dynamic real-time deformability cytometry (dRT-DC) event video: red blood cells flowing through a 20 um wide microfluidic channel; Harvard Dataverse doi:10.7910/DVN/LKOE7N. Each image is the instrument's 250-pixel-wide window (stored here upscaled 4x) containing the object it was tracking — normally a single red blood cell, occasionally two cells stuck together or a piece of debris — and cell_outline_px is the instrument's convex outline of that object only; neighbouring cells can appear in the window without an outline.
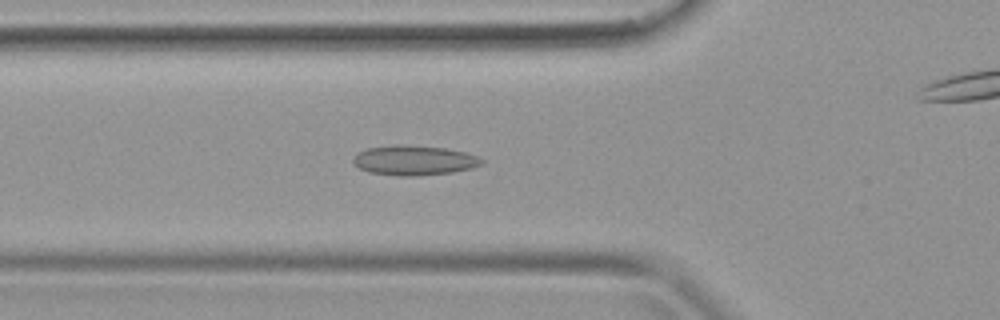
{"species": "common noctule bat (a hibernating species)", "species_latin": "Nyctalus noctula", "temperature_condition": "warm", "stored_images_in_passage": 40, "camera_frame_rate_fps": 3000, "um_per_image_px": 0.085, "animal": {"sex": "female", "body_mass_g": 19.9}, "frame": {"image": 1, "passage_image": 14, "time_ms": 4.333, "image_size_px": [1000, 320], "cell_outline_px": [[484, 160], [480, 164], [472, 168], [452, 172], [416, 176], [396, 176], [368, 172], [352, 164], [352, 156], [356, 152], [368, 148], [392, 144], [404, 144], [444, 148], [464, 152], [476, 156]], "centroid_in_image_um": [35.11, 13.62], "position_along_channel_um": 90.7, "area_um2": 22.54}}
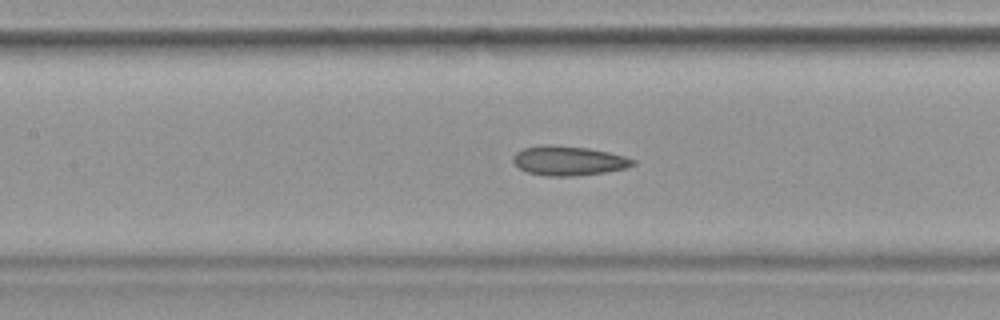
{"frame": {"image": 2, "passage_image": 18, "time_ms": 5.667, "image_size_px": [1000, 320], "cell_outline_px": [[636, 164], [624, 168], [604, 172], [572, 176], [548, 176], [528, 172], [520, 168], [512, 160], [512, 156], [516, 152], [524, 148], [540, 144], [552, 144], [588, 148], [608, 152], [624, 156], [636, 160]], "centroid_in_image_um": [48.3, 13.64], "position_along_channel_um": 159.1, "area_um2": 20.52}}
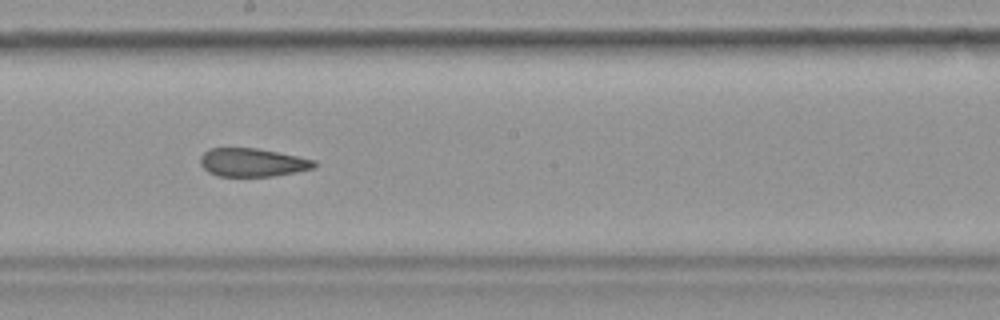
{"frame": {"image": 3, "passage_image": 22, "time_ms": 7.0, "image_size_px": [1000, 320], "cell_outline_px": [[316, 164], [312, 168], [296, 172], [272, 176], [216, 176], [208, 172], [200, 164], [200, 156], [208, 148], [256, 148], [316, 160]], "centroid_in_image_um": [21.41, 13.81], "position_along_channel_um": 226.8, "area_um2": 18.73}}